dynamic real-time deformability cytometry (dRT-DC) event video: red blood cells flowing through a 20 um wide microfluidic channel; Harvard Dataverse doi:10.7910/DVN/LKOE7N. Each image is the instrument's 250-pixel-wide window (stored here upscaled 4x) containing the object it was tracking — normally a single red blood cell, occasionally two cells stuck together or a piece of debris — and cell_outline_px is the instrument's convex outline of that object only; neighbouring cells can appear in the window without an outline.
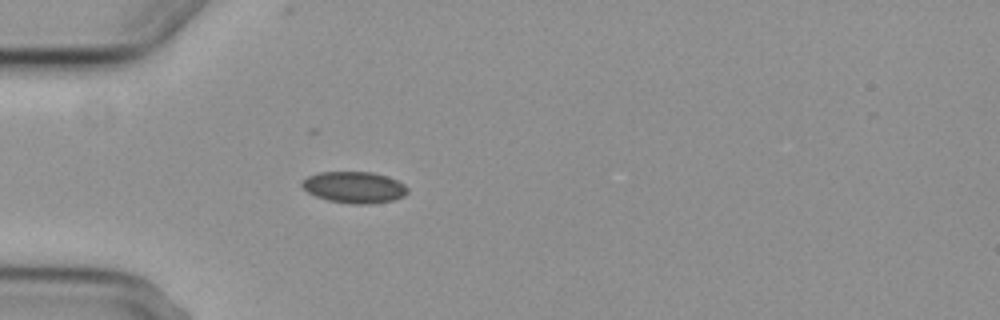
{"species": "common noctule bat (a hibernating species)", "species_latin": "Nyctalus noctula", "temperature_condition": "cold", "stored_images_in_passage": 4, "camera_frame_rate_fps": 3000, "um_per_image_px": 0.085, "animal": {"sex": "female", "body_mass_g": 29.2, "forearm_length_mm": 56.3}, "frame": {"image": 1, "passage_image": 4, "time_ms": 3.333, "image_size_px": [1000, 320], "cell_outline_px": [[408, 192], [404, 196], [392, 200], [368, 204], [352, 204], [328, 200], [316, 196], [308, 192], [300, 184], [300, 180], [308, 176], [320, 172], [372, 172], [388, 176], [404, 184], [408, 188]], "centroid_in_image_um": [30.1, 15.91], "position_along_channel_um": 54.9, "area_um2": 19.36}}